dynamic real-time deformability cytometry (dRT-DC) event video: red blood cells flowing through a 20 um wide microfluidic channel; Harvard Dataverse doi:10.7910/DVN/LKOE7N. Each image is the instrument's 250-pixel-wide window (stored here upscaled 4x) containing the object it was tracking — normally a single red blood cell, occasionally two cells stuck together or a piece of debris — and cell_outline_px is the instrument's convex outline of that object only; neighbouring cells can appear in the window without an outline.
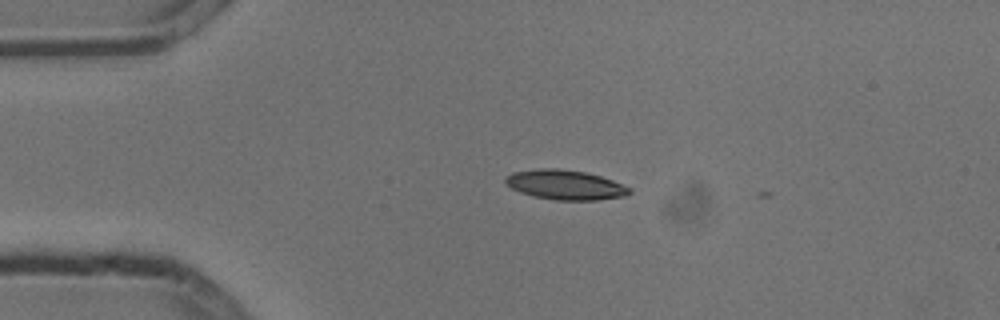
{"species": "common noctule bat (a hibernating species)", "species_latin": "Nyctalus noctula", "temperature_condition": "cold", "stored_images_in_passage": 2, "camera_frame_rate_fps": 3000, "um_per_image_px": 0.085, "animal": {"sex": "male", "body_mass_g": 13.3}, "frame": {"image": 1, "passage_image": 1, "time_ms": 0.0, "image_size_px": [1000, 320], "cell_outline_px": [[632, 192], [624, 196], [596, 200], [556, 200], [532, 196], [520, 192], [512, 188], [504, 180], [512, 172], [540, 168], [560, 168], [584, 172], [600, 176], [612, 180], [632, 188]], "centroid_in_image_um": [48.06, 15.71], "position_along_channel_um": 36.9, "area_um2": 21.39}}